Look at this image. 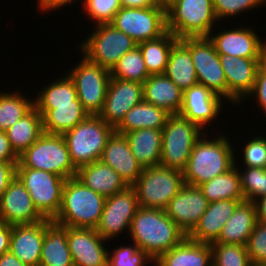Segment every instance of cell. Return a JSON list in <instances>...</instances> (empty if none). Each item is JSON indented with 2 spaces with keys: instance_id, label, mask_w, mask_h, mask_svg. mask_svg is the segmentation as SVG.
I'll use <instances>...</instances> for the list:
<instances>
[{
  "instance_id": "55",
  "label": "cell",
  "mask_w": 266,
  "mask_h": 266,
  "mask_svg": "<svg viewBox=\"0 0 266 266\" xmlns=\"http://www.w3.org/2000/svg\"><path fill=\"white\" fill-rule=\"evenodd\" d=\"M170 0H158V4H167Z\"/></svg>"
},
{
  "instance_id": "37",
  "label": "cell",
  "mask_w": 266,
  "mask_h": 266,
  "mask_svg": "<svg viewBox=\"0 0 266 266\" xmlns=\"http://www.w3.org/2000/svg\"><path fill=\"white\" fill-rule=\"evenodd\" d=\"M7 91L0 92V131H6L34 107V99L25 97L20 89Z\"/></svg>"
},
{
  "instance_id": "39",
  "label": "cell",
  "mask_w": 266,
  "mask_h": 266,
  "mask_svg": "<svg viewBox=\"0 0 266 266\" xmlns=\"http://www.w3.org/2000/svg\"><path fill=\"white\" fill-rule=\"evenodd\" d=\"M111 77L144 83L150 76L138 46L124 54L110 71Z\"/></svg>"
},
{
  "instance_id": "11",
  "label": "cell",
  "mask_w": 266,
  "mask_h": 266,
  "mask_svg": "<svg viewBox=\"0 0 266 266\" xmlns=\"http://www.w3.org/2000/svg\"><path fill=\"white\" fill-rule=\"evenodd\" d=\"M78 61L66 73L75 84L77 98L84 110L89 115H99L111 78L110 70L89 61L84 55Z\"/></svg>"
},
{
  "instance_id": "48",
  "label": "cell",
  "mask_w": 266,
  "mask_h": 266,
  "mask_svg": "<svg viewBox=\"0 0 266 266\" xmlns=\"http://www.w3.org/2000/svg\"><path fill=\"white\" fill-rule=\"evenodd\" d=\"M18 162H0V197L8 188L9 183L16 176Z\"/></svg>"
},
{
  "instance_id": "3",
  "label": "cell",
  "mask_w": 266,
  "mask_h": 266,
  "mask_svg": "<svg viewBox=\"0 0 266 266\" xmlns=\"http://www.w3.org/2000/svg\"><path fill=\"white\" fill-rule=\"evenodd\" d=\"M106 198L88 188L76 177L65 181L62 203L54 222L75 228L96 229Z\"/></svg>"
},
{
  "instance_id": "17",
  "label": "cell",
  "mask_w": 266,
  "mask_h": 266,
  "mask_svg": "<svg viewBox=\"0 0 266 266\" xmlns=\"http://www.w3.org/2000/svg\"><path fill=\"white\" fill-rule=\"evenodd\" d=\"M143 100L142 83L111 77L99 116L115 129L125 114Z\"/></svg>"
},
{
  "instance_id": "56",
  "label": "cell",
  "mask_w": 266,
  "mask_h": 266,
  "mask_svg": "<svg viewBox=\"0 0 266 266\" xmlns=\"http://www.w3.org/2000/svg\"><path fill=\"white\" fill-rule=\"evenodd\" d=\"M154 4H158V0H151Z\"/></svg>"
},
{
  "instance_id": "44",
  "label": "cell",
  "mask_w": 266,
  "mask_h": 266,
  "mask_svg": "<svg viewBox=\"0 0 266 266\" xmlns=\"http://www.w3.org/2000/svg\"><path fill=\"white\" fill-rule=\"evenodd\" d=\"M83 12L93 25L110 23L115 14L122 8L120 0H80ZM95 21V22H93Z\"/></svg>"
},
{
  "instance_id": "19",
  "label": "cell",
  "mask_w": 266,
  "mask_h": 266,
  "mask_svg": "<svg viewBox=\"0 0 266 266\" xmlns=\"http://www.w3.org/2000/svg\"><path fill=\"white\" fill-rule=\"evenodd\" d=\"M208 205V200L198 186L184 184L164 211L188 236L200 221Z\"/></svg>"
},
{
  "instance_id": "54",
  "label": "cell",
  "mask_w": 266,
  "mask_h": 266,
  "mask_svg": "<svg viewBox=\"0 0 266 266\" xmlns=\"http://www.w3.org/2000/svg\"><path fill=\"white\" fill-rule=\"evenodd\" d=\"M120 3L126 8H147L154 4L151 0H120Z\"/></svg>"
},
{
  "instance_id": "4",
  "label": "cell",
  "mask_w": 266,
  "mask_h": 266,
  "mask_svg": "<svg viewBox=\"0 0 266 266\" xmlns=\"http://www.w3.org/2000/svg\"><path fill=\"white\" fill-rule=\"evenodd\" d=\"M167 30L177 39L208 37L219 24L213 0H170L166 4ZM218 22V23H217Z\"/></svg>"
},
{
  "instance_id": "20",
  "label": "cell",
  "mask_w": 266,
  "mask_h": 266,
  "mask_svg": "<svg viewBox=\"0 0 266 266\" xmlns=\"http://www.w3.org/2000/svg\"><path fill=\"white\" fill-rule=\"evenodd\" d=\"M67 240L74 266H107L109 241L95 229L67 227Z\"/></svg>"
},
{
  "instance_id": "34",
  "label": "cell",
  "mask_w": 266,
  "mask_h": 266,
  "mask_svg": "<svg viewBox=\"0 0 266 266\" xmlns=\"http://www.w3.org/2000/svg\"><path fill=\"white\" fill-rule=\"evenodd\" d=\"M42 133V116L35 107L6 130L10 145L18 156L28 149Z\"/></svg>"
},
{
  "instance_id": "28",
  "label": "cell",
  "mask_w": 266,
  "mask_h": 266,
  "mask_svg": "<svg viewBox=\"0 0 266 266\" xmlns=\"http://www.w3.org/2000/svg\"><path fill=\"white\" fill-rule=\"evenodd\" d=\"M41 266H74L67 240V227L45 218Z\"/></svg>"
},
{
  "instance_id": "27",
  "label": "cell",
  "mask_w": 266,
  "mask_h": 266,
  "mask_svg": "<svg viewBox=\"0 0 266 266\" xmlns=\"http://www.w3.org/2000/svg\"><path fill=\"white\" fill-rule=\"evenodd\" d=\"M154 266H212L210 243H201L186 237L180 244L161 254Z\"/></svg>"
},
{
  "instance_id": "18",
  "label": "cell",
  "mask_w": 266,
  "mask_h": 266,
  "mask_svg": "<svg viewBox=\"0 0 266 266\" xmlns=\"http://www.w3.org/2000/svg\"><path fill=\"white\" fill-rule=\"evenodd\" d=\"M225 104L227 102L221 96L197 84L183 91L182 107L178 114L207 131L210 124L219 119Z\"/></svg>"
},
{
  "instance_id": "52",
  "label": "cell",
  "mask_w": 266,
  "mask_h": 266,
  "mask_svg": "<svg viewBox=\"0 0 266 266\" xmlns=\"http://www.w3.org/2000/svg\"><path fill=\"white\" fill-rule=\"evenodd\" d=\"M256 210V219L266 223V194L253 201Z\"/></svg>"
},
{
  "instance_id": "46",
  "label": "cell",
  "mask_w": 266,
  "mask_h": 266,
  "mask_svg": "<svg viewBox=\"0 0 266 266\" xmlns=\"http://www.w3.org/2000/svg\"><path fill=\"white\" fill-rule=\"evenodd\" d=\"M253 266L266 264V223L257 221L246 245Z\"/></svg>"
},
{
  "instance_id": "36",
  "label": "cell",
  "mask_w": 266,
  "mask_h": 266,
  "mask_svg": "<svg viewBox=\"0 0 266 266\" xmlns=\"http://www.w3.org/2000/svg\"><path fill=\"white\" fill-rule=\"evenodd\" d=\"M209 203L220 200H245L241 190L240 174L236 165L198 186Z\"/></svg>"
},
{
  "instance_id": "8",
  "label": "cell",
  "mask_w": 266,
  "mask_h": 266,
  "mask_svg": "<svg viewBox=\"0 0 266 266\" xmlns=\"http://www.w3.org/2000/svg\"><path fill=\"white\" fill-rule=\"evenodd\" d=\"M204 130L179 114L170 115L162 129L160 165L183 171Z\"/></svg>"
},
{
  "instance_id": "51",
  "label": "cell",
  "mask_w": 266,
  "mask_h": 266,
  "mask_svg": "<svg viewBox=\"0 0 266 266\" xmlns=\"http://www.w3.org/2000/svg\"><path fill=\"white\" fill-rule=\"evenodd\" d=\"M12 225L0 221V256L10 251Z\"/></svg>"
},
{
  "instance_id": "42",
  "label": "cell",
  "mask_w": 266,
  "mask_h": 266,
  "mask_svg": "<svg viewBox=\"0 0 266 266\" xmlns=\"http://www.w3.org/2000/svg\"><path fill=\"white\" fill-rule=\"evenodd\" d=\"M237 169L245 200L253 202L266 194V169L257 167H237Z\"/></svg>"
},
{
  "instance_id": "43",
  "label": "cell",
  "mask_w": 266,
  "mask_h": 266,
  "mask_svg": "<svg viewBox=\"0 0 266 266\" xmlns=\"http://www.w3.org/2000/svg\"><path fill=\"white\" fill-rule=\"evenodd\" d=\"M259 135V136H258ZM253 135L249 138L244 144V148L241 146V157H239L242 161L239 162V159L235 155V165L236 167H257L266 169V136L264 137L260 134ZM261 135V136H260ZM237 157V158H236ZM244 160V161H243ZM241 165V166H240Z\"/></svg>"
},
{
  "instance_id": "50",
  "label": "cell",
  "mask_w": 266,
  "mask_h": 266,
  "mask_svg": "<svg viewBox=\"0 0 266 266\" xmlns=\"http://www.w3.org/2000/svg\"><path fill=\"white\" fill-rule=\"evenodd\" d=\"M77 1L80 0H37V5H38V12L46 14L48 12H53L56 10H61L63 7H66L68 5L71 6V4L77 3ZM74 2V3H73Z\"/></svg>"
},
{
  "instance_id": "26",
  "label": "cell",
  "mask_w": 266,
  "mask_h": 266,
  "mask_svg": "<svg viewBox=\"0 0 266 266\" xmlns=\"http://www.w3.org/2000/svg\"><path fill=\"white\" fill-rule=\"evenodd\" d=\"M144 101L164 109L170 115L182 107L183 91L165 74L150 75L143 83Z\"/></svg>"
},
{
  "instance_id": "7",
  "label": "cell",
  "mask_w": 266,
  "mask_h": 266,
  "mask_svg": "<svg viewBox=\"0 0 266 266\" xmlns=\"http://www.w3.org/2000/svg\"><path fill=\"white\" fill-rule=\"evenodd\" d=\"M93 32L77 43L80 55L108 70H112L119 59L133 50L137 43L111 23L93 25ZM82 53V54H81Z\"/></svg>"
},
{
  "instance_id": "45",
  "label": "cell",
  "mask_w": 266,
  "mask_h": 266,
  "mask_svg": "<svg viewBox=\"0 0 266 266\" xmlns=\"http://www.w3.org/2000/svg\"><path fill=\"white\" fill-rule=\"evenodd\" d=\"M266 0H213L214 11L219 22L248 13L254 8L265 7ZM226 18V19H225ZM224 19V21H223Z\"/></svg>"
},
{
  "instance_id": "15",
  "label": "cell",
  "mask_w": 266,
  "mask_h": 266,
  "mask_svg": "<svg viewBox=\"0 0 266 266\" xmlns=\"http://www.w3.org/2000/svg\"><path fill=\"white\" fill-rule=\"evenodd\" d=\"M230 28V29H229ZM227 30L209 34L216 52L219 55H229L241 58H266V41L252 30L253 27H229ZM215 33V34H213ZM217 33V34H216Z\"/></svg>"
},
{
  "instance_id": "31",
  "label": "cell",
  "mask_w": 266,
  "mask_h": 266,
  "mask_svg": "<svg viewBox=\"0 0 266 266\" xmlns=\"http://www.w3.org/2000/svg\"><path fill=\"white\" fill-rule=\"evenodd\" d=\"M124 135L132 154L143 169L160 165L162 130L142 128Z\"/></svg>"
},
{
  "instance_id": "30",
  "label": "cell",
  "mask_w": 266,
  "mask_h": 266,
  "mask_svg": "<svg viewBox=\"0 0 266 266\" xmlns=\"http://www.w3.org/2000/svg\"><path fill=\"white\" fill-rule=\"evenodd\" d=\"M256 222L254 203L247 200L242 201L224 224L219 238L213 243L246 246Z\"/></svg>"
},
{
  "instance_id": "40",
  "label": "cell",
  "mask_w": 266,
  "mask_h": 266,
  "mask_svg": "<svg viewBox=\"0 0 266 266\" xmlns=\"http://www.w3.org/2000/svg\"><path fill=\"white\" fill-rule=\"evenodd\" d=\"M212 266H253L247 247L236 244L210 243Z\"/></svg>"
},
{
  "instance_id": "1",
  "label": "cell",
  "mask_w": 266,
  "mask_h": 266,
  "mask_svg": "<svg viewBox=\"0 0 266 266\" xmlns=\"http://www.w3.org/2000/svg\"><path fill=\"white\" fill-rule=\"evenodd\" d=\"M211 135L206 133L193 146L189 160L182 171L184 183L199 186L202 183L224 174L235 166V146L226 134Z\"/></svg>"
},
{
  "instance_id": "10",
  "label": "cell",
  "mask_w": 266,
  "mask_h": 266,
  "mask_svg": "<svg viewBox=\"0 0 266 266\" xmlns=\"http://www.w3.org/2000/svg\"><path fill=\"white\" fill-rule=\"evenodd\" d=\"M16 176L24 184L38 212L53 220L60 211L65 178L44 170L16 167Z\"/></svg>"
},
{
  "instance_id": "16",
  "label": "cell",
  "mask_w": 266,
  "mask_h": 266,
  "mask_svg": "<svg viewBox=\"0 0 266 266\" xmlns=\"http://www.w3.org/2000/svg\"><path fill=\"white\" fill-rule=\"evenodd\" d=\"M265 59L219 55L227 80V103L229 105L238 107L243 104L254 87L258 67Z\"/></svg>"
},
{
  "instance_id": "5",
  "label": "cell",
  "mask_w": 266,
  "mask_h": 266,
  "mask_svg": "<svg viewBox=\"0 0 266 266\" xmlns=\"http://www.w3.org/2000/svg\"><path fill=\"white\" fill-rule=\"evenodd\" d=\"M115 129L99 115H88L81 123L66 132L70 159L76 169L100 160L107 140Z\"/></svg>"
},
{
  "instance_id": "2",
  "label": "cell",
  "mask_w": 266,
  "mask_h": 266,
  "mask_svg": "<svg viewBox=\"0 0 266 266\" xmlns=\"http://www.w3.org/2000/svg\"><path fill=\"white\" fill-rule=\"evenodd\" d=\"M128 235L130 242H134L153 260L187 237L163 209L142 207L136 211Z\"/></svg>"
},
{
  "instance_id": "53",
  "label": "cell",
  "mask_w": 266,
  "mask_h": 266,
  "mask_svg": "<svg viewBox=\"0 0 266 266\" xmlns=\"http://www.w3.org/2000/svg\"><path fill=\"white\" fill-rule=\"evenodd\" d=\"M0 266H28L22 263L14 254L10 251L0 256Z\"/></svg>"
},
{
  "instance_id": "12",
  "label": "cell",
  "mask_w": 266,
  "mask_h": 266,
  "mask_svg": "<svg viewBox=\"0 0 266 266\" xmlns=\"http://www.w3.org/2000/svg\"><path fill=\"white\" fill-rule=\"evenodd\" d=\"M137 44L162 36L167 31L166 5L147 8L122 7L110 22Z\"/></svg>"
},
{
  "instance_id": "33",
  "label": "cell",
  "mask_w": 266,
  "mask_h": 266,
  "mask_svg": "<svg viewBox=\"0 0 266 266\" xmlns=\"http://www.w3.org/2000/svg\"><path fill=\"white\" fill-rule=\"evenodd\" d=\"M164 74L182 91L199 84L190 50L180 40L172 46Z\"/></svg>"
},
{
  "instance_id": "24",
  "label": "cell",
  "mask_w": 266,
  "mask_h": 266,
  "mask_svg": "<svg viewBox=\"0 0 266 266\" xmlns=\"http://www.w3.org/2000/svg\"><path fill=\"white\" fill-rule=\"evenodd\" d=\"M242 201L245 200L228 199L209 203L200 221L187 237L195 242H215L219 238L224 224Z\"/></svg>"
},
{
  "instance_id": "35",
  "label": "cell",
  "mask_w": 266,
  "mask_h": 266,
  "mask_svg": "<svg viewBox=\"0 0 266 266\" xmlns=\"http://www.w3.org/2000/svg\"><path fill=\"white\" fill-rule=\"evenodd\" d=\"M168 30L160 37L137 44L150 75L164 74L172 46L178 41Z\"/></svg>"
},
{
  "instance_id": "29",
  "label": "cell",
  "mask_w": 266,
  "mask_h": 266,
  "mask_svg": "<svg viewBox=\"0 0 266 266\" xmlns=\"http://www.w3.org/2000/svg\"><path fill=\"white\" fill-rule=\"evenodd\" d=\"M75 177L105 198L127 187L120 175L101 160L78 168Z\"/></svg>"
},
{
  "instance_id": "49",
  "label": "cell",
  "mask_w": 266,
  "mask_h": 266,
  "mask_svg": "<svg viewBox=\"0 0 266 266\" xmlns=\"http://www.w3.org/2000/svg\"><path fill=\"white\" fill-rule=\"evenodd\" d=\"M0 162H19V156L12 149L6 131H0Z\"/></svg>"
},
{
  "instance_id": "14",
  "label": "cell",
  "mask_w": 266,
  "mask_h": 266,
  "mask_svg": "<svg viewBox=\"0 0 266 266\" xmlns=\"http://www.w3.org/2000/svg\"><path fill=\"white\" fill-rule=\"evenodd\" d=\"M139 208L136 191L133 186H127L120 192L106 197L104 209L96 231L109 241L119 234L129 233L131 221Z\"/></svg>"
},
{
  "instance_id": "22",
  "label": "cell",
  "mask_w": 266,
  "mask_h": 266,
  "mask_svg": "<svg viewBox=\"0 0 266 266\" xmlns=\"http://www.w3.org/2000/svg\"><path fill=\"white\" fill-rule=\"evenodd\" d=\"M100 160L114 169L127 186H133L143 171L125 135L115 131L107 140Z\"/></svg>"
},
{
  "instance_id": "9",
  "label": "cell",
  "mask_w": 266,
  "mask_h": 266,
  "mask_svg": "<svg viewBox=\"0 0 266 266\" xmlns=\"http://www.w3.org/2000/svg\"><path fill=\"white\" fill-rule=\"evenodd\" d=\"M184 184L182 171L155 165L144 168L133 187L139 207L164 210Z\"/></svg>"
},
{
  "instance_id": "23",
  "label": "cell",
  "mask_w": 266,
  "mask_h": 266,
  "mask_svg": "<svg viewBox=\"0 0 266 266\" xmlns=\"http://www.w3.org/2000/svg\"><path fill=\"white\" fill-rule=\"evenodd\" d=\"M45 219L34 224L12 225L10 252L28 266H39Z\"/></svg>"
},
{
  "instance_id": "6",
  "label": "cell",
  "mask_w": 266,
  "mask_h": 266,
  "mask_svg": "<svg viewBox=\"0 0 266 266\" xmlns=\"http://www.w3.org/2000/svg\"><path fill=\"white\" fill-rule=\"evenodd\" d=\"M16 167L44 170L66 180L75 177L77 173L63 135L46 132H43L28 149L19 155Z\"/></svg>"
},
{
  "instance_id": "13",
  "label": "cell",
  "mask_w": 266,
  "mask_h": 266,
  "mask_svg": "<svg viewBox=\"0 0 266 266\" xmlns=\"http://www.w3.org/2000/svg\"><path fill=\"white\" fill-rule=\"evenodd\" d=\"M179 40L190 50L198 83L227 102V80L213 42L209 37H186Z\"/></svg>"
},
{
  "instance_id": "25",
  "label": "cell",
  "mask_w": 266,
  "mask_h": 266,
  "mask_svg": "<svg viewBox=\"0 0 266 266\" xmlns=\"http://www.w3.org/2000/svg\"><path fill=\"white\" fill-rule=\"evenodd\" d=\"M42 116L43 132L64 135L81 123L89 114L76 98L73 104L64 105H34Z\"/></svg>"
},
{
  "instance_id": "32",
  "label": "cell",
  "mask_w": 266,
  "mask_h": 266,
  "mask_svg": "<svg viewBox=\"0 0 266 266\" xmlns=\"http://www.w3.org/2000/svg\"><path fill=\"white\" fill-rule=\"evenodd\" d=\"M169 116L164 109L143 100L125 114L115 132L125 134L142 128L162 130Z\"/></svg>"
},
{
  "instance_id": "38",
  "label": "cell",
  "mask_w": 266,
  "mask_h": 266,
  "mask_svg": "<svg viewBox=\"0 0 266 266\" xmlns=\"http://www.w3.org/2000/svg\"><path fill=\"white\" fill-rule=\"evenodd\" d=\"M57 79V80H56ZM53 82H48L34 96V105H64L73 104L77 98V91L73 80L65 73L64 77H56Z\"/></svg>"
},
{
  "instance_id": "47",
  "label": "cell",
  "mask_w": 266,
  "mask_h": 266,
  "mask_svg": "<svg viewBox=\"0 0 266 266\" xmlns=\"http://www.w3.org/2000/svg\"><path fill=\"white\" fill-rule=\"evenodd\" d=\"M251 97H255L256 100L254 99V102H256L258 108L260 107V110L262 109V113H265L264 116L266 118V59L259 65L254 87L244 101L249 100L248 98Z\"/></svg>"
},
{
  "instance_id": "21",
  "label": "cell",
  "mask_w": 266,
  "mask_h": 266,
  "mask_svg": "<svg viewBox=\"0 0 266 266\" xmlns=\"http://www.w3.org/2000/svg\"><path fill=\"white\" fill-rule=\"evenodd\" d=\"M44 219L35 208L24 184L15 176L0 197V221L9 225H23Z\"/></svg>"
},
{
  "instance_id": "41",
  "label": "cell",
  "mask_w": 266,
  "mask_h": 266,
  "mask_svg": "<svg viewBox=\"0 0 266 266\" xmlns=\"http://www.w3.org/2000/svg\"><path fill=\"white\" fill-rule=\"evenodd\" d=\"M154 262L155 260L145 251L138 249L134 242L114 249L109 248L108 251L107 266H154Z\"/></svg>"
}]
</instances>
